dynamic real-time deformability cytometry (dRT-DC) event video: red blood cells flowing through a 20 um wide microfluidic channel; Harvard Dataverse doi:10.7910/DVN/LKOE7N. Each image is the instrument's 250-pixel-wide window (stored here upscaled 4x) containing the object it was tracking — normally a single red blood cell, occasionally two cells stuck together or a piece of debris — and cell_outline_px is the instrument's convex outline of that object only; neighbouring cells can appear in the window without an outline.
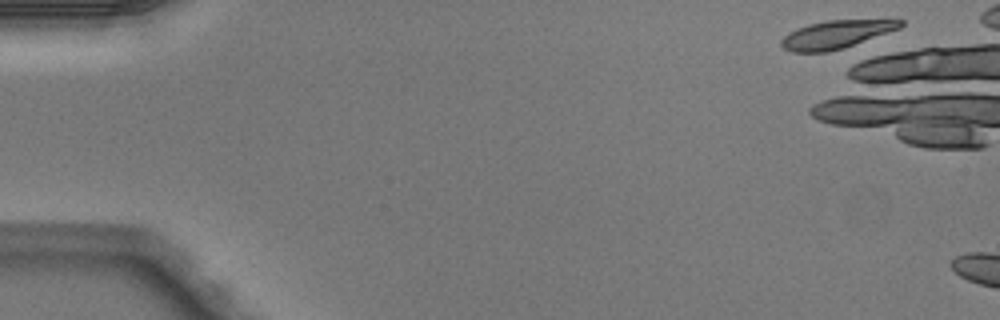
{"species": "Egyptian fruit bat (a non-hibernating species)", "species_latin": "Rousettus aegyptiacus", "temperature_condition": "warm", "stored_images_in_passage": 2, "camera_frame_rate_fps": 3000, "um_per_image_px": 0.085, "animal": {"sex": "male"}, "frame": {"image": 1, "passage_image": 1, "time_ms": 0.0, "image_size_px": [1000, 320], "cell_outline_px": [[904, 24], [900, 28], [844, 48], [828, 52], [792, 52], [784, 48], [780, 44], [780, 40], [788, 32], [796, 28], [808, 24], [828, 20], [904, 20]], "centroid_in_image_um": [71.03, 2.93], "position_along_channel_um": 14.0, "area_um2": 19.42}}